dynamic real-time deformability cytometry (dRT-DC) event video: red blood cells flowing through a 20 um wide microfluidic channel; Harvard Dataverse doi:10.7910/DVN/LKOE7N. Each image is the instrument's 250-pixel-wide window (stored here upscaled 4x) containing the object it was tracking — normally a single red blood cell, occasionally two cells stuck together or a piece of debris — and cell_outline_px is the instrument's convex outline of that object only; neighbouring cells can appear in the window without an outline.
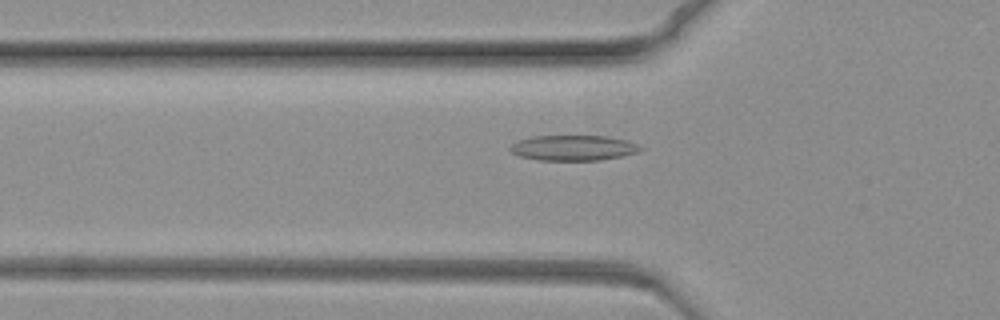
{"species": "common noctule bat (a hibernating species)", "species_latin": "Nyctalus noctula", "temperature_condition": "warm", "stored_images_in_passage": 54, "camera_frame_rate_fps": 3000, "um_per_image_px": 0.085, "animal": {"sex": "female", "body_mass_g": 19.3, "forearm_length_mm": 54.1}, "frame": {"image": 1, "passage_image": 6, "time_ms": 1.667, "image_size_px": [1000, 320], "cell_outline_px": [[644, 148], [640, 152], [600, 160], [536, 160], [520, 156], [512, 152], [508, 148], [512, 144], [520, 140], [532, 136], [604, 136], [628, 140]], "centroid_in_image_um": [48.74, 12.57], "position_along_channel_um": 77.1, "area_um2": 19.19}}
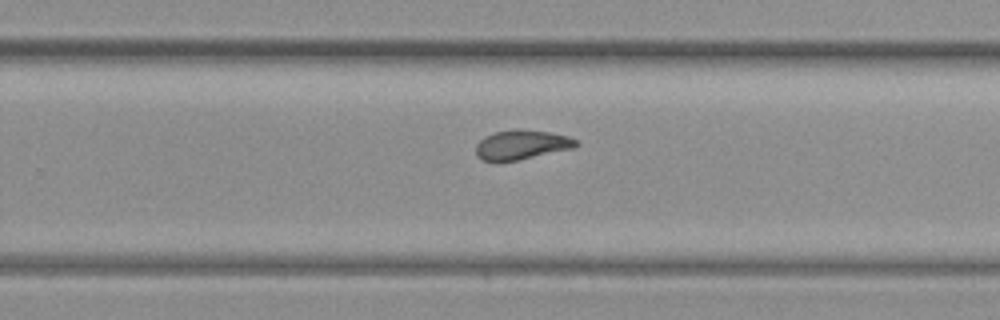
{"frame": {"image": 2, "passage_image": 30, "time_ms": 9.667, "image_size_px": [1000, 320], "cell_outline_px": [[580, 144], [572, 148], [516, 160], [496, 164], [480, 160], [476, 156], [476, 144], [484, 136], [496, 132], [516, 128], [552, 132], [568, 136], [576, 140]], "centroid_in_image_um": [44.26, 12.32], "position_along_channel_um": 285.5, "area_um2": 17.57}}
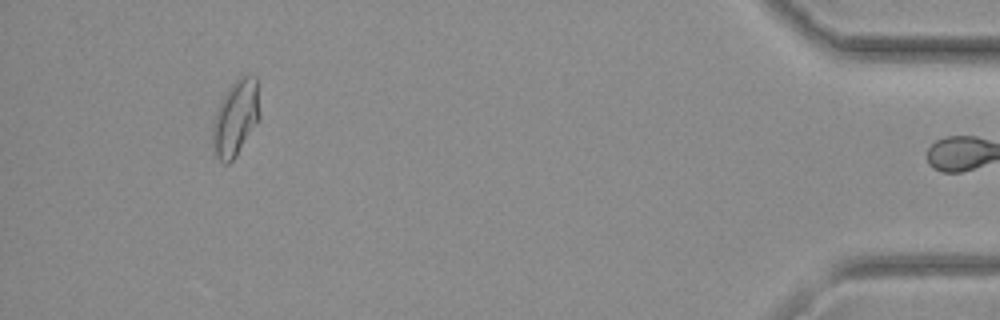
{"frame": {"image": 3, "passage_image": 53, "time_ms": 17.333, "image_size_px": [1000, 320], "cell_outline_px": [[260, 116], [236, 156], [228, 164], [224, 164], [216, 156], [212, 144], [212, 128], [216, 112], [228, 88], [240, 76], [256, 76], [260, 112]], "centroid_in_image_um": [20.02, 10.04], "position_along_channel_um": 415.2, "area_um2": 20.4}}